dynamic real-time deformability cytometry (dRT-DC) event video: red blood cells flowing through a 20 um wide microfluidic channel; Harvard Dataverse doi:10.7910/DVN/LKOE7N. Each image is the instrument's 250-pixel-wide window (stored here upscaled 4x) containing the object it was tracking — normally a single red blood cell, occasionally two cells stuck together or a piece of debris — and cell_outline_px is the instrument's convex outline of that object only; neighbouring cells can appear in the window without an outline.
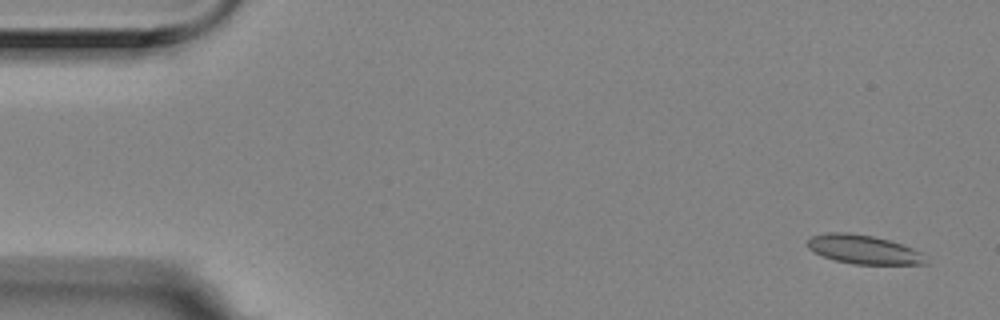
{"species": "Egyptian fruit bat (a non-hibernating species)", "species_latin": "Rousettus aegyptiacus", "temperature_condition": "room temperature", "stored_images_in_passage": 5, "camera_frame_rate_fps": 3000, "um_per_image_px": 0.085, "animal": {"sex": "female"}, "frame": {"image": 1, "passage_image": 1, "time_ms": 0.0, "image_size_px": [1000, 320], "cell_outline_px": [[928, 264], [852, 264], [836, 260], [824, 256], [808, 248], [808, 240], [812, 236], [828, 232], [848, 232], [872, 236], [888, 240], [912, 248], [920, 252]], "centroid_in_image_um": [73.39, 21.2], "position_along_channel_um": 11.6, "area_um2": 19.54}}